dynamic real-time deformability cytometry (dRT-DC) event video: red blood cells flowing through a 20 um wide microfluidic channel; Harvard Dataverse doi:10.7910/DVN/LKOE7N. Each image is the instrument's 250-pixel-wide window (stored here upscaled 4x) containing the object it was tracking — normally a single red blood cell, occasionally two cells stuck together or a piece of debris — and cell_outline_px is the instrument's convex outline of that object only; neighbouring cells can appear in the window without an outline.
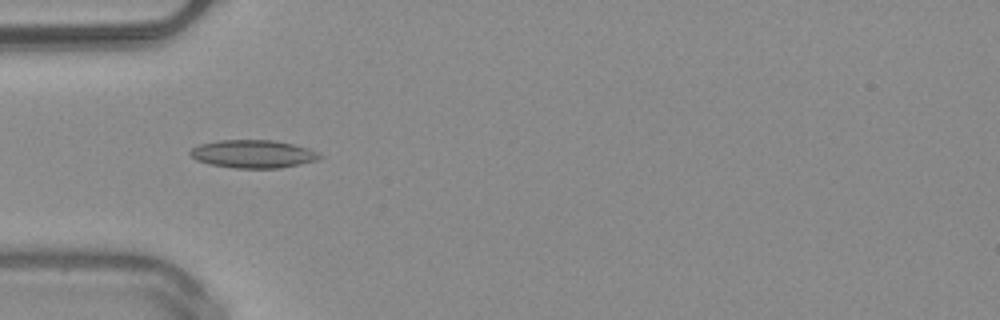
{"species": "common noctule bat (a hibernating species)", "species_latin": "Nyctalus noctula", "temperature_condition": "warm", "stored_images_in_passage": 35, "camera_frame_rate_fps": 3000, "um_per_image_px": 0.085, "animal": {"sex": "male", "body_mass_g": 20.4}, "frame": {"image": 1, "passage_image": 1, "time_ms": 0.0, "image_size_px": [1000, 320], "cell_outline_px": [[324, 156], [316, 160], [300, 164], [280, 168], [232, 168], [212, 164], [196, 160], [188, 152], [192, 148], [200, 144], [220, 140], [272, 140], [292, 144], [308, 148]], "centroid_in_image_um": [21.51, 13.09], "position_along_channel_um": 63.5, "area_um2": 20.98}}
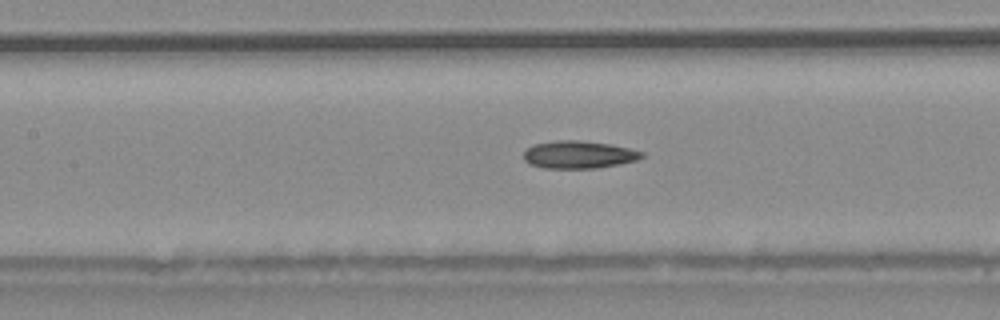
{"frame": {"image": 2, "passage_image": 8, "time_ms": 2.333, "image_size_px": [1000, 320], "cell_outline_px": [[644, 156], [636, 160], [620, 164], [596, 168], [544, 168], [528, 164], [524, 160], [524, 152], [532, 144], [556, 140], [576, 140], [608, 144], [628, 148], [644, 152]], "centroid_in_image_um": [49.16, 13.15], "position_along_channel_um": 158.2, "area_um2": 18.96}}
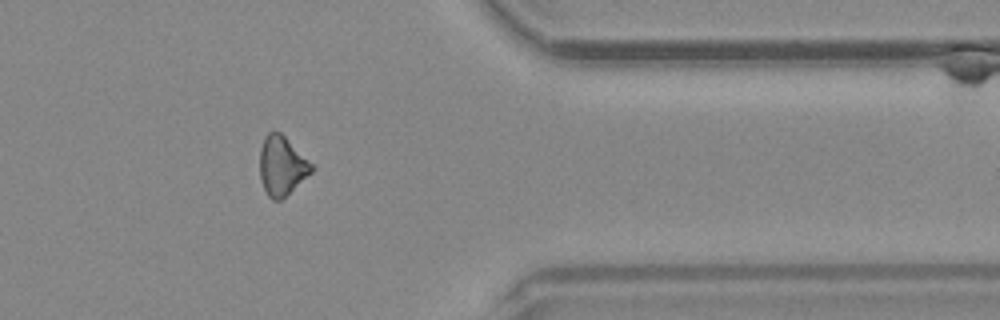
{"frame": {"image": 3, "passage_image": 26, "time_ms": 8.333, "image_size_px": [1000, 320], "cell_outline_px": [[312, 172], [284, 200], [272, 200], [268, 196], [260, 180], [260, 148], [264, 136], [268, 132], [280, 132], [312, 164]], "centroid_in_image_um": [23.94, 14.14], "position_along_channel_um": 387.5, "area_um2": 17.92}, "authors_computed_cell_mechanics": {"area_um2": 18.4382, "velocity_mm_per_s": 4.076, "shape_relaxation_time_tau1_ms": null, "shape_relaxation_time_tau2_ms": 11.2097, "deformation_change_tau1": null, "deformation_change_tau2": 0.2637}}